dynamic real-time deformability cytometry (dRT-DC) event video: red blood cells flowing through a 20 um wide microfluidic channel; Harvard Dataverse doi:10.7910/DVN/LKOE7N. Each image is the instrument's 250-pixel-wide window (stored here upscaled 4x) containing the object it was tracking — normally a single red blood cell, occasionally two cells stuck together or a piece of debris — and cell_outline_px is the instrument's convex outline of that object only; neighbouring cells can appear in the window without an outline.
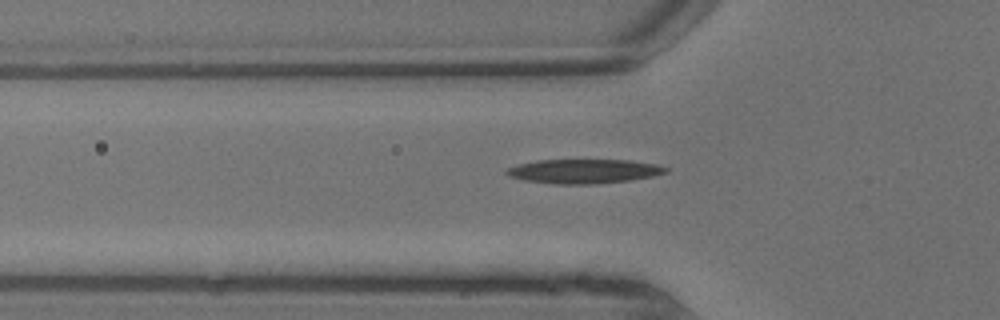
{"species": "common noctule bat (a hibernating species)", "species_latin": "Nyctalus noctula", "temperature_condition": "warm", "stored_images_in_passage": 5, "camera_frame_rate_fps": 3000, "um_per_image_px": 0.085, "animal": {"sex": "male", "body_mass_g": 13.3}, "frame": {"image": 1, "passage_image": 5, "time_ms": 1.333, "image_size_px": [1000, 320], "cell_outline_px": [[668, 172], [652, 176], [628, 180], [596, 184], [556, 184], [524, 180], [508, 176], [504, 172], [508, 168], [520, 164], [536, 160], [628, 160], [656, 164], [668, 168]], "centroid_in_image_um": [49.61, 14.55], "position_along_channel_um": 76.2, "area_um2": 22.37}}